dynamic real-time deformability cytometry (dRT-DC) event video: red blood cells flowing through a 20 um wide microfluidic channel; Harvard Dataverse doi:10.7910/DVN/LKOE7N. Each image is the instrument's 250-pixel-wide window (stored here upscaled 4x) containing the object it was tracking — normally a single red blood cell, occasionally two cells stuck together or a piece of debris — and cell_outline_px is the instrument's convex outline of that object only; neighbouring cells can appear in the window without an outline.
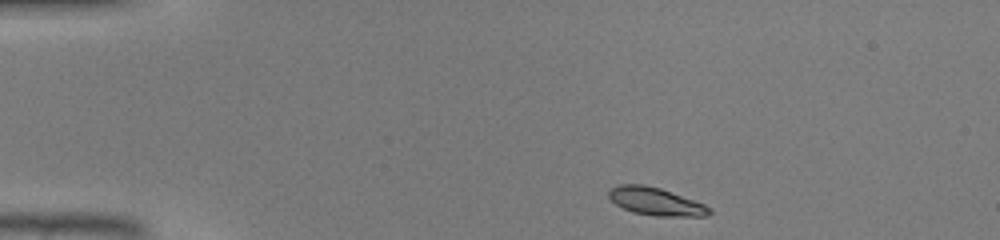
{"species": "common noctule bat (a hibernating species)", "species_latin": "Nyctalus noctula", "temperature_condition": "warm", "stored_images_in_passage": 38, "camera_frame_rate_fps": 3000, "um_per_image_px": 0.085, "animal": {"sex": "male", "body_mass_g": 19.0, "forearm_length_mm": 50.8}, "frame": {"image": 1, "passage_image": 1, "time_ms": 0.0, "image_size_px": [1000, 240], "cell_outline_px": [[712, 212], [708, 216], [656, 216], [632, 212], [616, 204], [608, 196], [608, 192], [612, 188], [620, 184], [644, 184], [660, 188], [704, 204], [712, 208]], "centroid_in_image_um": [55.76, 17.13], "position_along_channel_um": 29.2, "area_um2": 16.18}}
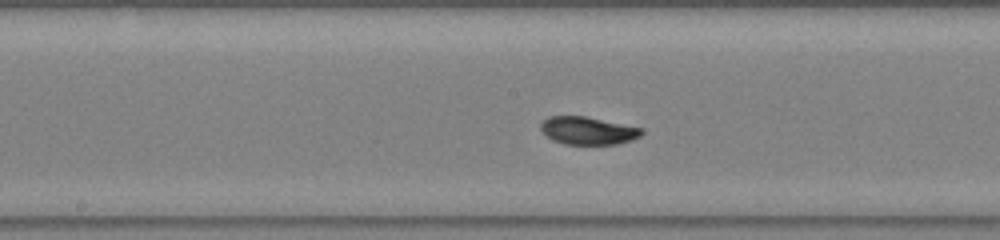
{"frame": {"image": 2, "passage_image": 17, "time_ms": 5.333, "image_size_px": [1000, 240], "cell_outline_px": [[644, 132], [640, 136], [632, 140], [616, 144], [564, 144], [552, 140], [540, 128], [540, 124], [548, 116], [584, 116], [644, 128]], "centroid_in_image_um": [49.99, 11.1], "position_along_channel_um": 198.2, "area_um2": 16.3}}
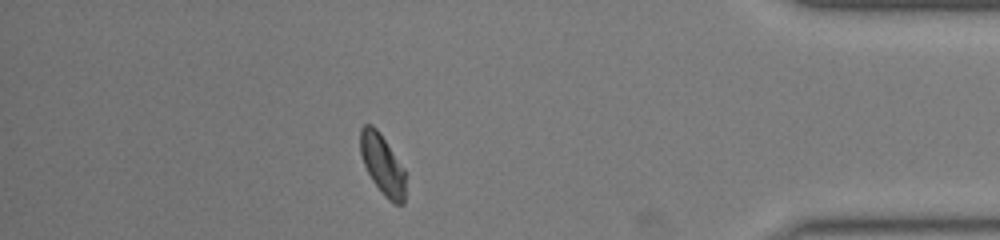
{"frame": {"image": 3, "passage_image": 33, "time_ms": 10.667, "image_size_px": [1000, 240], "cell_outline_px": [[404, 204], [392, 204], [384, 196], [372, 180], [364, 164], [360, 152], [360, 128], [364, 124], [372, 124], [380, 132], [404, 168]], "centroid_in_image_um": [32.49, 13.97], "position_along_channel_um": 402.7, "area_um2": 15.84}}